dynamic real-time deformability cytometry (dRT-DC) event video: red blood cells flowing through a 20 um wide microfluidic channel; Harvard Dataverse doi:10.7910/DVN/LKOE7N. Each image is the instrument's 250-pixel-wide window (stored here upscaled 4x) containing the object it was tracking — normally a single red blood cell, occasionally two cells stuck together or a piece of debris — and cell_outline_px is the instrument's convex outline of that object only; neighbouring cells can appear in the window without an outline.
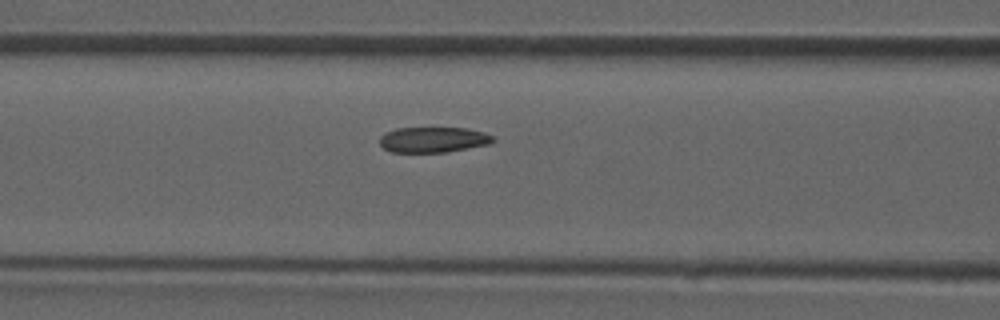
{"species": "common noctule bat (a hibernating species)", "species_latin": "Nyctalus noctula", "temperature_condition": "room temperature", "stored_images_in_passage": 34, "camera_frame_rate_fps": 3000, "um_per_image_px": 0.085, "animal": {"sex": "male", "forearm_length_mm": 52.5}, "frame": {"image": 1, "passage_image": 6, "time_ms": 1.667, "image_size_px": [1000, 320], "cell_outline_px": [[496, 140], [488, 144], [448, 152], [392, 152], [384, 148], [380, 144], [380, 136], [384, 132], [396, 128], [464, 128], [484, 132], [492, 136]], "centroid_in_image_um": [36.8, 11.87], "position_along_channel_um": 129.8, "area_um2": 16.82}}